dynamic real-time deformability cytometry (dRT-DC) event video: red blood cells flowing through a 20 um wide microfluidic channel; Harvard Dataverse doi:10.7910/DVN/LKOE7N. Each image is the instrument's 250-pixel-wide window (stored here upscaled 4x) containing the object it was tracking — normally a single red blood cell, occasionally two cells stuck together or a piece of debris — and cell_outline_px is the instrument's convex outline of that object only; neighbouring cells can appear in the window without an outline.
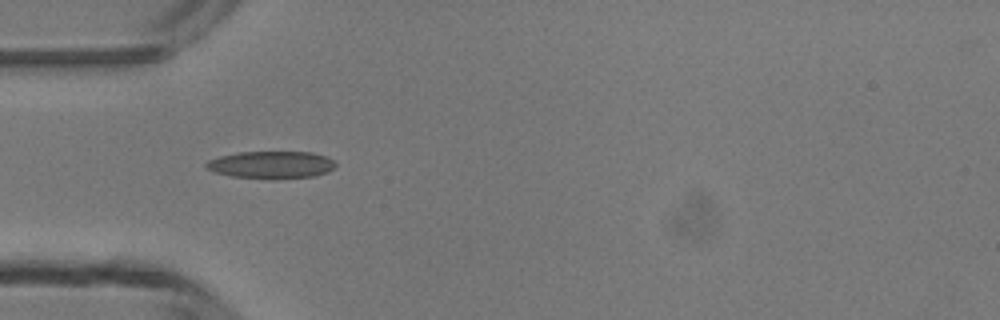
{"species": "common noctule bat (a hibernating species)", "species_latin": "Nyctalus noctula", "temperature_condition": "room temperature", "stored_images_in_passage": 2, "camera_frame_rate_fps": 3000, "um_per_image_px": 0.085, "animal": {"sex": "male", "body_mass_g": 13.3}, "frame": {"image": 1, "passage_image": 1, "time_ms": 0.0, "image_size_px": [1000, 320], "cell_outline_px": [[336, 164], [328, 172], [312, 176], [272, 180], [232, 176], [212, 172], [204, 168], [204, 164], [208, 160], [220, 156], [240, 152], [312, 152], [328, 156]], "centroid_in_image_um": [23.02, 14.02], "position_along_channel_um": 62.0, "area_um2": 20.92}}
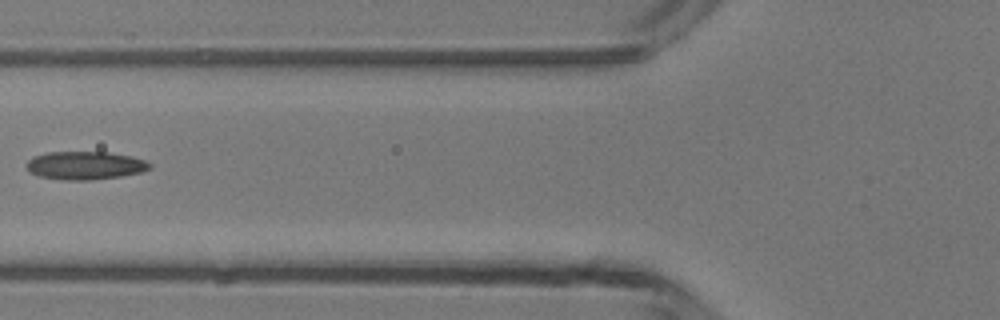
{"frame": {"image": 2, "passage_image": 2, "time_ms": 1.333, "image_size_px": [1000, 320], "cell_outline_px": [[152, 168], [140, 172], [120, 176], [92, 180], [60, 180], [40, 176], [32, 172], [28, 168], [28, 160], [32, 156], [48, 152], [108, 152], [132, 156], [144, 160], [152, 164]], "centroid_in_image_um": [7.26, 14.06], "position_along_channel_um": 118.5, "area_um2": 20.17}}